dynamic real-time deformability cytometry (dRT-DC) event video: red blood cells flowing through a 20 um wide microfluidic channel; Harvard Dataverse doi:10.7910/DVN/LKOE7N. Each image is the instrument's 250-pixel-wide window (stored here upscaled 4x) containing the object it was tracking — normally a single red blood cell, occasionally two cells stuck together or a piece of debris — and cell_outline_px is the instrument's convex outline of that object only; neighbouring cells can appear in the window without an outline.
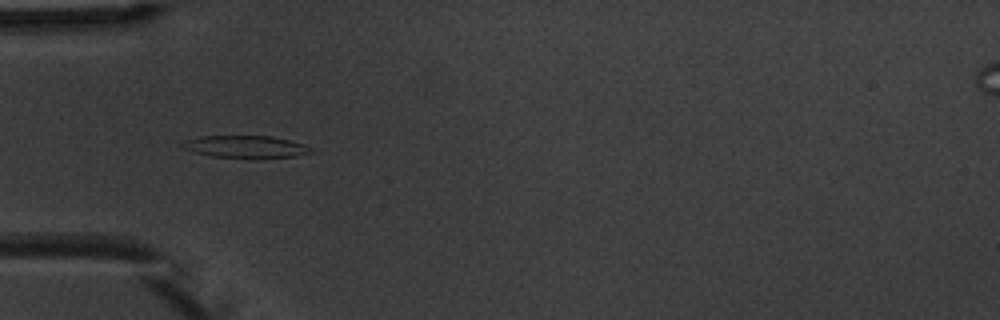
{"species": "common noctule bat (a hibernating species)", "species_latin": "Nyctalus noctula", "temperature_condition": "warm", "stored_images_in_passage": 9, "camera_frame_rate_fps": 3000, "um_per_image_px": 0.085, "animal": {"sex": "male", "body_mass_g": 20.1, "forearm_length_mm": 53.5}, "frame": {"image": 1, "passage_image": 4, "time_ms": 4.333, "image_size_px": [1000, 320], "cell_outline_px": [[316, 152], [296, 156], [256, 160], [252, 160], [212, 156], [192, 152], [184, 148], [180, 144], [184, 140], [200, 136], [272, 136], [304, 144], [312, 148]], "centroid_in_image_um": [20.91, 12.51], "position_along_channel_um": 64.1, "area_um2": 17.4}}
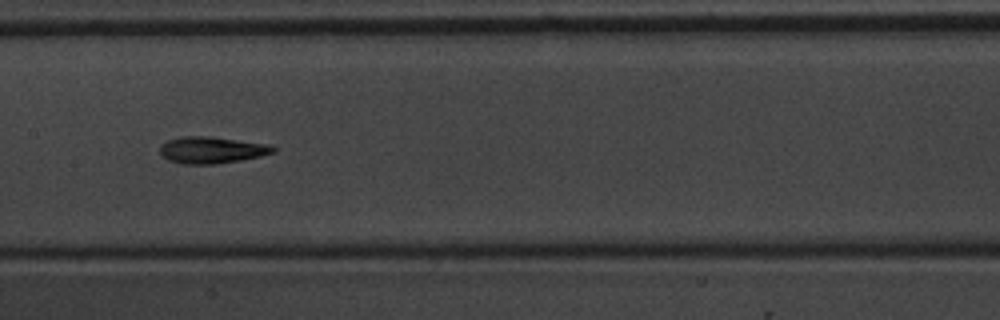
{"frame": {"image": 2, "passage_image": 7, "time_ms": 7.667, "image_size_px": [1000, 320], "cell_outline_px": [[276, 152], [260, 156], [240, 160], [216, 164], [184, 164], [168, 160], [160, 152], [160, 144], [168, 140], [184, 136], [212, 136], [268, 144], [276, 148]], "centroid_in_image_um": [18.0, 12.74], "position_along_channel_um": 189.4, "area_um2": 17.63}}
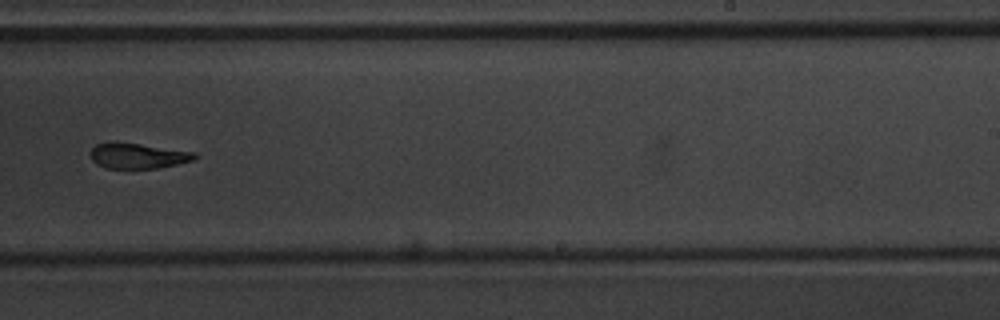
{"frame": {"image": 3, "passage_image": 9, "time_ms": 10.0, "image_size_px": [1000, 320], "cell_outline_px": [[200, 156], [196, 160], [160, 168], [104, 168], [96, 164], [92, 160], [88, 152], [96, 144], [112, 140], [196, 152]], "centroid_in_image_um": [11.71, 13.23], "position_along_channel_um": 277.3, "area_um2": 15.95}}